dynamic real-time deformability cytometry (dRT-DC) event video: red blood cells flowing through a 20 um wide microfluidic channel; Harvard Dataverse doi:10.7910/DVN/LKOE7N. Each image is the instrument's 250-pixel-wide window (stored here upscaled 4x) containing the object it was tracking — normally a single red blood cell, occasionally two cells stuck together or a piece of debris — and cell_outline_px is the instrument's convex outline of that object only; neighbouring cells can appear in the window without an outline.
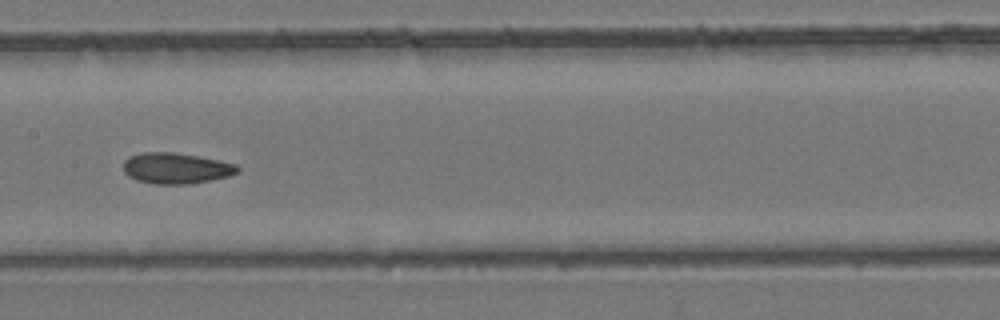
{"species": "common noctule bat (a hibernating species)", "species_latin": "Nyctalus noctula", "temperature_condition": "room temperature", "stored_images_in_passage": 12, "camera_frame_rate_fps": 3000, "um_per_image_px": 0.085, "animal": {"sex": "female", "body_mass_g": 24.6, "forearm_length_mm": 56.2}, "frame": {"image": 1, "passage_image": 9, "time_ms": 2.667, "image_size_px": [1000, 320], "cell_outline_px": [[240, 172], [228, 176], [188, 184], [152, 184], [136, 180], [128, 176], [124, 172], [124, 160], [128, 156], [144, 152], [172, 152], [196, 156], [236, 164], [240, 168]], "centroid_in_image_um": [14.93, 14.3], "position_along_channel_um": 192.5, "area_um2": 20.46}}
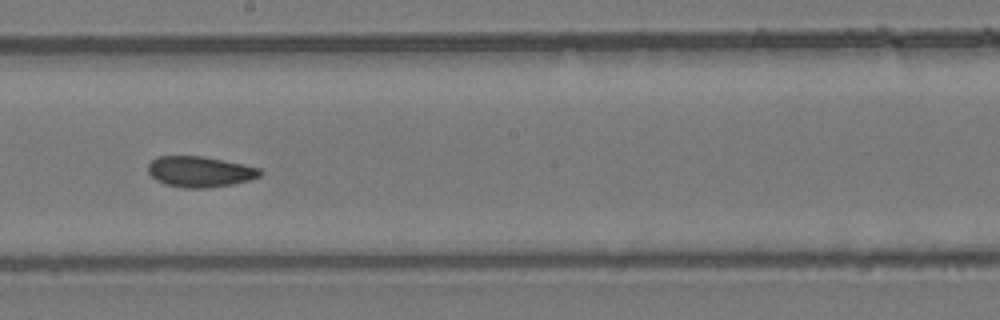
{"frame": {"image": 2, "passage_image": 10, "time_ms": 3.0, "image_size_px": [1000, 320], "cell_outline_px": [[264, 172], [260, 176], [248, 180], [232, 184], [204, 188], [184, 188], [164, 184], [156, 180], [148, 172], [148, 164], [156, 156], [200, 156], [260, 168]], "centroid_in_image_um": [16.95, 14.6], "position_along_channel_um": 231.2, "area_um2": 19.88}}
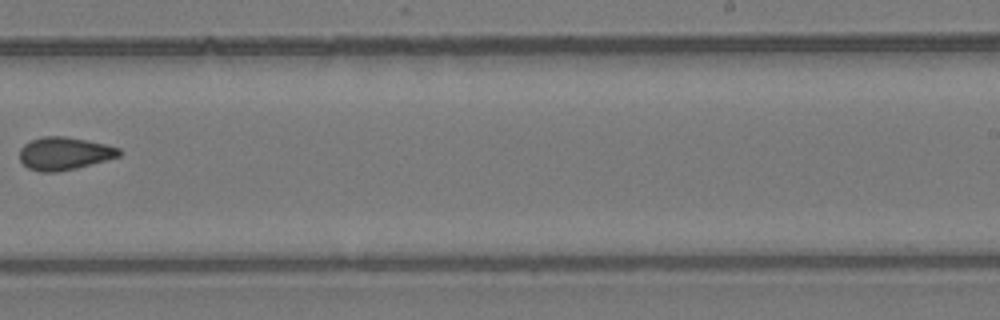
{"frame": {"image": 3, "passage_image": 12, "time_ms": 3.667, "image_size_px": [1000, 320], "cell_outline_px": [[120, 156], [76, 168], [56, 172], [40, 172], [28, 168], [20, 160], [20, 148], [24, 144], [32, 140], [44, 136], [64, 136], [88, 140], [120, 148]], "centroid_in_image_um": [5.45, 13.04], "position_along_channel_um": 283.6, "area_um2": 18.9}}